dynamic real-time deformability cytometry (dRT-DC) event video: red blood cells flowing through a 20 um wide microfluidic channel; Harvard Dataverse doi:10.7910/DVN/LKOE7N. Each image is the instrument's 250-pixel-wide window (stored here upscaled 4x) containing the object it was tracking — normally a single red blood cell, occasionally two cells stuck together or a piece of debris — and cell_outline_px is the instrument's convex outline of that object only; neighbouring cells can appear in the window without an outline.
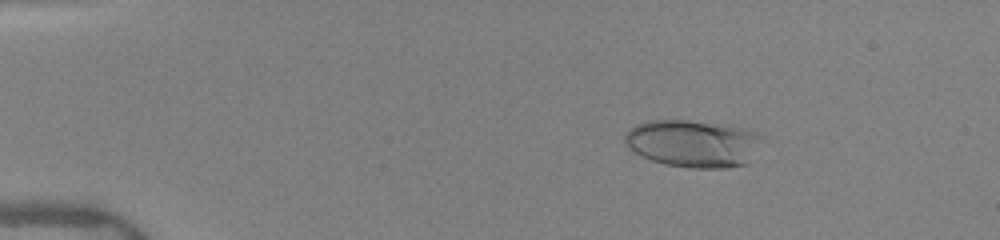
{"species": "human", "species_latin": "Homo sapiens", "temperature_condition": "warm", "stored_images_in_passage": 50, "camera_frame_rate_fps": 3000, "um_per_image_px": 0.085, "donor": {"sex": "female"}, "frame": {"image": 1, "passage_image": 8, "time_ms": 2.333, "image_size_px": [1000, 240], "cell_outline_px": [[752, 136], [748, 164], [724, 168], [688, 168], [664, 164], [652, 160], [628, 148], [624, 140], [624, 136], [636, 124], [648, 120], [688, 120], [732, 124], [748, 128], [752, 132]], "centroid_in_image_um": [58.76, 12.18], "position_along_channel_um": 26.2, "area_um2": 36.88}}
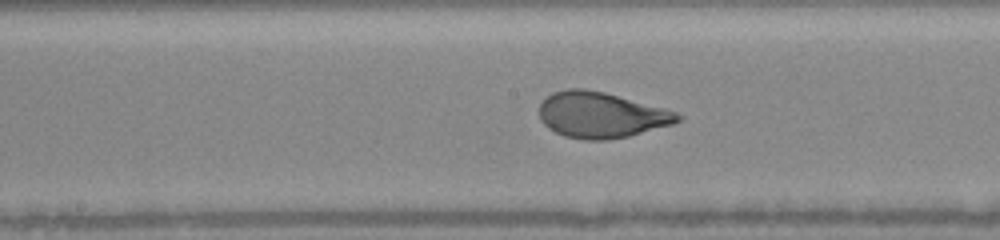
{"frame": {"image": 2, "passage_image": 27, "time_ms": 8.667, "image_size_px": [1000, 240], "cell_outline_px": [[684, 116], [680, 120], [672, 124], [628, 136], [608, 140], [584, 140], [564, 136], [548, 128], [540, 120], [540, 104], [552, 92], [568, 88], [584, 88], [604, 92], [664, 108], [676, 112]], "centroid_in_image_um": [51.08, 9.77], "position_along_channel_um": 197.1, "area_um2": 36.82}}
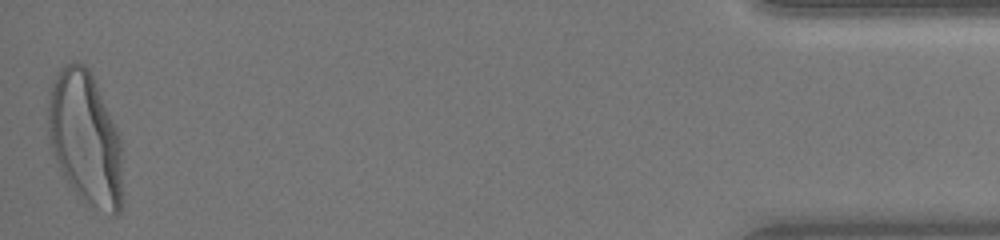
{"frame": {"image": 3, "passage_image": 50, "time_ms": 16.333, "image_size_px": [1000, 240], "cell_outline_px": [[120, 212], [116, 216], [112, 216], [92, 204], [72, 188], [60, 168], [52, 152], [48, 136], [48, 104], [52, 84], [60, 68], [64, 64], [76, 60], [84, 64], [88, 68], [92, 76], [116, 128], [120, 140]], "centroid_in_image_um": [7.21, 11.69], "position_along_channel_um": 428.0, "area_um2": 56.41}, "authors_computed_cell_mechanics": {"area_um2": 37.3677, "velocity_mm_per_s": 4.0294, "shape_relaxation_time_tau1_ms": 3.9586, "shape_relaxation_time_tau2_ms": null, "deformation_change_tau1": 0.1874, "deformation_change_tau2": null}}